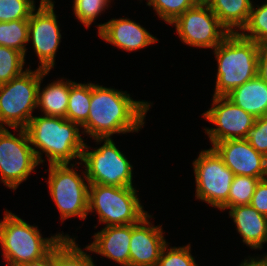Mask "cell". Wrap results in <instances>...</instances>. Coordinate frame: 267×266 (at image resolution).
<instances>
[{
	"label": "cell",
	"mask_w": 267,
	"mask_h": 266,
	"mask_svg": "<svg viewBox=\"0 0 267 266\" xmlns=\"http://www.w3.org/2000/svg\"><path fill=\"white\" fill-rule=\"evenodd\" d=\"M128 91L91 83L87 121L81 126L89 138H112L115 134L138 133L153 103L135 100Z\"/></svg>",
	"instance_id": "1"
},
{
	"label": "cell",
	"mask_w": 267,
	"mask_h": 266,
	"mask_svg": "<svg viewBox=\"0 0 267 266\" xmlns=\"http://www.w3.org/2000/svg\"><path fill=\"white\" fill-rule=\"evenodd\" d=\"M25 129L39 164L45 163L43 154L48 165L81 162L85 139L79 124L66 118L35 115Z\"/></svg>",
	"instance_id": "2"
},
{
	"label": "cell",
	"mask_w": 267,
	"mask_h": 266,
	"mask_svg": "<svg viewBox=\"0 0 267 266\" xmlns=\"http://www.w3.org/2000/svg\"><path fill=\"white\" fill-rule=\"evenodd\" d=\"M0 220V249L6 266H20L43 259L63 238L71 235L57 232L43 237L37 225H30L18 215L5 209Z\"/></svg>",
	"instance_id": "3"
},
{
	"label": "cell",
	"mask_w": 267,
	"mask_h": 266,
	"mask_svg": "<svg viewBox=\"0 0 267 266\" xmlns=\"http://www.w3.org/2000/svg\"><path fill=\"white\" fill-rule=\"evenodd\" d=\"M217 73L212 96H226L257 76L258 43L230 33L213 49Z\"/></svg>",
	"instance_id": "4"
},
{
	"label": "cell",
	"mask_w": 267,
	"mask_h": 266,
	"mask_svg": "<svg viewBox=\"0 0 267 266\" xmlns=\"http://www.w3.org/2000/svg\"><path fill=\"white\" fill-rule=\"evenodd\" d=\"M79 165L80 162L50 164L46 170L48 191L60 213L61 224L69 218L85 220L88 217L89 181L84 168L77 171Z\"/></svg>",
	"instance_id": "5"
},
{
	"label": "cell",
	"mask_w": 267,
	"mask_h": 266,
	"mask_svg": "<svg viewBox=\"0 0 267 266\" xmlns=\"http://www.w3.org/2000/svg\"><path fill=\"white\" fill-rule=\"evenodd\" d=\"M97 147L85 142L81 156L89 184L116 187H135L133 185V165L112 138H93ZM92 148V149H90ZM90 149V150H89Z\"/></svg>",
	"instance_id": "6"
},
{
	"label": "cell",
	"mask_w": 267,
	"mask_h": 266,
	"mask_svg": "<svg viewBox=\"0 0 267 266\" xmlns=\"http://www.w3.org/2000/svg\"><path fill=\"white\" fill-rule=\"evenodd\" d=\"M138 192L136 187L89 184L88 214L97 213L104 227L137 224L149 214Z\"/></svg>",
	"instance_id": "7"
},
{
	"label": "cell",
	"mask_w": 267,
	"mask_h": 266,
	"mask_svg": "<svg viewBox=\"0 0 267 266\" xmlns=\"http://www.w3.org/2000/svg\"><path fill=\"white\" fill-rule=\"evenodd\" d=\"M41 69H26L0 85V128H26L37 110Z\"/></svg>",
	"instance_id": "8"
},
{
	"label": "cell",
	"mask_w": 267,
	"mask_h": 266,
	"mask_svg": "<svg viewBox=\"0 0 267 266\" xmlns=\"http://www.w3.org/2000/svg\"><path fill=\"white\" fill-rule=\"evenodd\" d=\"M195 199L220 211H228V195L234 177L213 147L204 149L192 162Z\"/></svg>",
	"instance_id": "9"
},
{
	"label": "cell",
	"mask_w": 267,
	"mask_h": 266,
	"mask_svg": "<svg viewBox=\"0 0 267 266\" xmlns=\"http://www.w3.org/2000/svg\"><path fill=\"white\" fill-rule=\"evenodd\" d=\"M0 128V182L16 190L23 181L36 172L40 165L31 146L26 129Z\"/></svg>",
	"instance_id": "10"
},
{
	"label": "cell",
	"mask_w": 267,
	"mask_h": 266,
	"mask_svg": "<svg viewBox=\"0 0 267 266\" xmlns=\"http://www.w3.org/2000/svg\"><path fill=\"white\" fill-rule=\"evenodd\" d=\"M170 25H175L176 34L183 44L200 49L213 50L230 34L203 0Z\"/></svg>",
	"instance_id": "11"
},
{
	"label": "cell",
	"mask_w": 267,
	"mask_h": 266,
	"mask_svg": "<svg viewBox=\"0 0 267 266\" xmlns=\"http://www.w3.org/2000/svg\"><path fill=\"white\" fill-rule=\"evenodd\" d=\"M55 1L39 0L28 19V42L38 58V69L51 71L62 39L60 23L55 14Z\"/></svg>",
	"instance_id": "12"
},
{
	"label": "cell",
	"mask_w": 267,
	"mask_h": 266,
	"mask_svg": "<svg viewBox=\"0 0 267 266\" xmlns=\"http://www.w3.org/2000/svg\"><path fill=\"white\" fill-rule=\"evenodd\" d=\"M211 100L212 107L201 115L214 126L203 129L211 147L225 140L244 139L256 118L235 105L226 96H212Z\"/></svg>",
	"instance_id": "13"
},
{
	"label": "cell",
	"mask_w": 267,
	"mask_h": 266,
	"mask_svg": "<svg viewBox=\"0 0 267 266\" xmlns=\"http://www.w3.org/2000/svg\"><path fill=\"white\" fill-rule=\"evenodd\" d=\"M150 218L154 217L148 214L139 223L131 224L130 266H157L168 243L162 225L155 226Z\"/></svg>",
	"instance_id": "14"
},
{
	"label": "cell",
	"mask_w": 267,
	"mask_h": 266,
	"mask_svg": "<svg viewBox=\"0 0 267 266\" xmlns=\"http://www.w3.org/2000/svg\"><path fill=\"white\" fill-rule=\"evenodd\" d=\"M213 148L234 175L267 178V158L247 140L232 139L216 143Z\"/></svg>",
	"instance_id": "15"
},
{
	"label": "cell",
	"mask_w": 267,
	"mask_h": 266,
	"mask_svg": "<svg viewBox=\"0 0 267 266\" xmlns=\"http://www.w3.org/2000/svg\"><path fill=\"white\" fill-rule=\"evenodd\" d=\"M95 26L98 28V36L103 41L129 53L159 42L158 38L152 35L147 28L128 17L111 18L109 21Z\"/></svg>",
	"instance_id": "16"
},
{
	"label": "cell",
	"mask_w": 267,
	"mask_h": 266,
	"mask_svg": "<svg viewBox=\"0 0 267 266\" xmlns=\"http://www.w3.org/2000/svg\"><path fill=\"white\" fill-rule=\"evenodd\" d=\"M86 245L92 254L107 258L120 266H130L131 224L102 227Z\"/></svg>",
	"instance_id": "17"
},
{
	"label": "cell",
	"mask_w": 267,
	"mask_h": 266,
	"mask_svg": "<svg viewBox=\"0 0 267 266\" xmlns=\"http://www.w3.org/2000/svg\"><path fill=\"white\" fill-rule=\"evenodd\" d=\"M228 210L243 245L255 251L263 250V244H267V216L259 213L250 204L231 207Z\"/></svg>",
	"instance_id": "18"
},
{
	"label": "cell",
	"mask_w": 267,
	"mask_h": 266,
	"mask_svg": "<svg viewBox=\"0 0 267 266\" xmlns=\"http://www.w3.org/2000/svg\"><path fill=\"white\" fill-rule=\"evenodd\" d=\"M49 73L41 69L37 109H40L42 115L66 118L70 87L75 81L62 77L42 88V81Z\"/></svg>",
	"instance_id": "19"
},
{
	"label": "cell",
	"mask_w": 267,
	"mask_h": 266,
	"mask_svg": "<svg viewBox=\"0 0 267 266\" xmlns=\"http://www.w3.org/2000/svg\"><path fill=\"white\" fill-rule=\"evenodd\" d=\"M226 97L255 118L267 115V82L258 75L233 89Z\"/></svg>",
	"instance_id": "20"
},
{
	"label": "cell",
	"mask_w": 267,
	"mask_h": 266,
	"mask_svg": "<svg viewBox=\"0 0 267 266\" xmlns=\"http://www.w3.org/2000/svg\"><path fill=\"white\" fill-rule=\"evenodd\" d=\"M230 32L239 33L246 25L253 0H203Z\"/></svg>",
	"instance_id": "21"
},
{
	"label": "cell",
	"mask_w": 267,
	"mask_h": 266,
	"mask_svg": "<svg viewBox=\"0 0 267 266\" xmlns=\"http://www.w3.org/2000/svg\"><path fill=\"white\" fill-rule=\"evenodd\" d=\"M91 101V82L70 87L66 119L82 126L88 118Z\"/></svg>",
	"instance_id": "22"
},
{
	"label": "cell",
	"mask_w": 267,
	"mask_h": 266,
	"mask_svg": "<svg viewBox=\"0 0 267 266\" xmlns=\"http://www.w3.org/2000/svg\"><path fill=\"white\" fill-rule=\"evenodd\" d=\"M83 249L77 244L76 237L63 238L55 247L56 266H96L91 251L86 246Z\"/></svg>",
	"instance_id": "23"
},
{
	"label": "cell",
	"mask_w": 267,
	"mask_h": 266,
	"mask_svg": "<svg viewBox=\"0 0 267 266\" xmlns=\"http://www.w3.org/2000/svg\"><path fill=\"white\" fill-rule=\"evenodd\" d=\"M28 31V19L0 22V45L15 49L27 58Z\"/></svg>",
	"instance_id": "24"
},
{
	"label": "cell",
	"mask_w": 267,
	"mask_h": 266,
	"mask_svg": "<svg viewBox=\"0 0 267 266\" xmlns=\"http://www.w3.org/2000/svg\"><path fill=\"white\" fill-rule=\"evenodd\" d=\"M239 34L258 44L267 43V1L252 5L248 21Z\"/></svg>",
	"instance_id": "25"
},
{
	"label": "cell",
	"mask_w": 267,
	"mask_h": 266,
	"mask_svg": "<svg viewBox=\"0 0 267 266\" xmlns=\"http://www.w3.org/2000/svg\"><path fill=\"white\" fill-rule=\"evenodd\" d=\"M142 2V0H139ZM201 0H147L146 6L152 7L164 23L171 24L186 10L196 6Z\"/></svg>",
	"instance_id": "26"
},
{
	"label": "cell",
	"mask_w": 267,
	"mask_h": 266,
	"mask_svg": "<svg viewBox=\"0 0 267 266\" xmlns=\"http://www.w3.org/2000/svg\"><path fill=\"white\" fill-rule=\"evenodd\" d=\"M24 55L12 48L0 45V85L20 76L25 68Z\"/></svg>",
	"instance_id": "27"
},
{
	"label": "cell",
	"mask_w": 267,
	"mask_h": 266,
	"mask_svg": "<svg viewBox=\"0 0 267 266\" xmlns=\"http://www.w3.org/2000/svg\"><path fill=\"white\" fill-rule=\"evenodd\" d=\"M260 178L234 175L228 195V209L239 205H249Z\"/></svg>",
	"instance_id": "28"
},
{
	"label": "cell",
	"mask_w": 267,
	"mask_h": 266,
	"mask_svg": "<svg viewBox=\"0 0 267 266\" xmlns=\"http://www.w3.org/2000/svg\"><path fill=\"white\" fill-rule=\"evenodd\" d=\"M112 0H73V14L88 29L98 16L103 14L108 7H111Z\"/></svg>",
	"instance_id": "29"
},
{
	"label": "cell",
	"mask_w": 267,
	"mask_h": 266,
	"mask_svg": "<svg viewBox=\"0 0 267 266\" xmlns=\"http://www.w3.org/2000/svg\"><path fill=\"white\" fill-rule=\"evenodd\" d=\"M167 243L160 254L157 266H200L191 254V244L169 246Z\"/></svg>",
	"instance_id": "30"
},
{
	"label": "cell",
	"mask_w": 267,
	"mask_h": 266,
	"mask_svg": "<svg viewBox=\"0 0 267 266\" xmlns=\"http://www.w3.org/2000/svg\"><path fill=\"white\" fill-rule=\"evenodd\" d=\"M36 0H0V22L29 19Z\"/></svg>",
	"instance_id": "31"
},
{
	"label": "cell",
	"mask_w": 267,
	"mask_h": 266,
	"mask_svg": "<svg viewBox=\"0 0 267 266\" xmlns=\"http://www.w3.org/2000/svg\"><path fill=\"white\" fill-rule=\"evenodd\" d=\"M259 153L267 158V115L256 118L244 138Z\"/></svg>",
	"instance_id": "32"
},
{
	"label": "cell",
	"mask_w": 267,
	"mask_h": 266,
	"mask_svg": "<svg viewBox=\"0 0 267 266\" xmlns=\"http://www.w3.org/2000/svg\"><path fill=\"white\" fill-rule=\"evenodd\" d=\"M250 205L259 213L267 216V178L257 183Z\"/></svg>",
	"instance_id": "33"
},
{
	"label": "cell",
	"mask_w": 267,
	"mask_h": 266,
	"mask_svg": "<svg viewBox=\"0 0 267 266\" xmlns=\"http://www.w3.org/2000/svg\"><path fill=\"white\" fill-rule=\"evenodd\" d=\"M257 75L267 82V43L258 44Z\"/></svg>",
	"instance_id": "34"
},
{
	"label": "cell",
	"mask_w": 267,
	"mask_h": 266,
	"mask_svg": "<svg viewBox=\"0 0 267 266\" xmlns=\"http://www.w3.org/2000/svg\"><path fill=\"white\" fill-rule=\"evenodd\" d=\"M238 266H267V253L245 257Z\"/></svg>",
	"instance_id": "35"
},
{
	"label": "cell",
	"mask_w": 267,
	"mask_h": 266,
	"mask_svg": "<svg viewBox=\"0 0 267 266\" xmlns=\"http://www.w3.org/2000/svg\"><path fill=\"white\" fill-rule=\"evenodd\" d=\"M20 266H56L55 248L48 255H46L43 259L30 262V263H26Z\"/></svg>",
	"instance_id": "36"
}]
</instances>
